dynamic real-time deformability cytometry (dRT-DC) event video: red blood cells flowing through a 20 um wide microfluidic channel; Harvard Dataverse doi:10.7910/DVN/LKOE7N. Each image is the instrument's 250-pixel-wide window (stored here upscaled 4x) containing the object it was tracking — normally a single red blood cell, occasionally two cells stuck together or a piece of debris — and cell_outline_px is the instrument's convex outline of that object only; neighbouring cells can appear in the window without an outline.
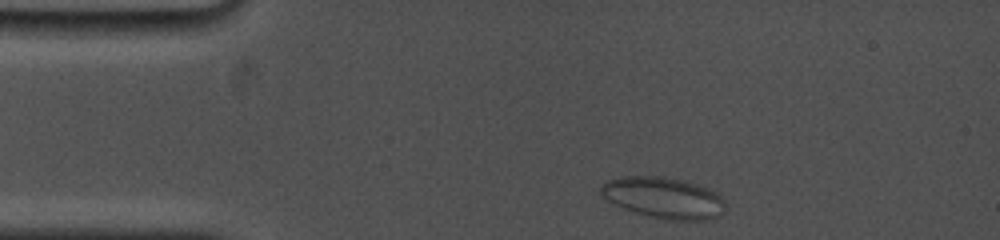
{"species": "common noctule bat (a hibernating species)", "species_latin": "Nyctalus noctula", "temperature_condition": "cold", "stored_images_in_passage": 34, "camera_frame_rate_fps": 5000, "um_per_image_px": 0.085, "animal": {"sex": "female", "body_mass_g": 19.0, "forearm_length_mm": 53.3}, "frame": {"image": 1, "passage_image": 1, "time_ms": 0.0, "image_size_px": [1000, 240], "cell_outline_px": [[724, 212], [720, 216], [704, 220], [668, 220], [648, 216], [624, 208], [608, 200], [600, 192], [600, 188], [608, 180], [620, 176], [664, 176], [696, 184], [708, 188], [716, 192], [724, 200]], "centroid_in_image_um": [56.43, 16.81], "position_along_channel_um": 28.6, "area_um2": 29.71}}
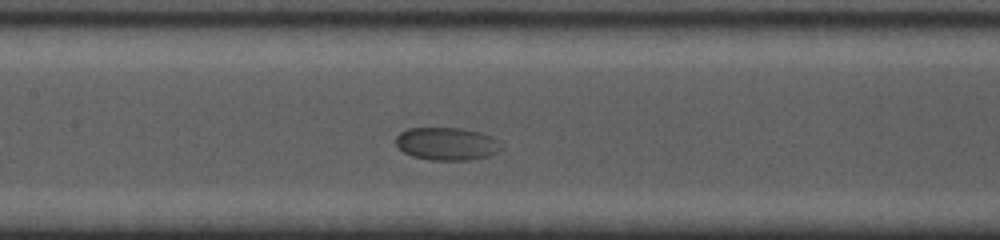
{"frame": {"image": 2, "passage_image": 14, "time_ms": 5.4, "image_size_px": [1000, 240], "cell_outline_px": [[504, 148], [500, 152], [488, 156], [468, 160], [428, 160], [412, 156], [404, 152], [396, 144], [396, 136], [400, 132], [408, 128], [460, 128], [480, 132], [492, 136], [500, 140]], "centroid_in_image_um": [38.03, 12.22], "position_along_channel_um": 169.4, "area_um2": 20.46}}
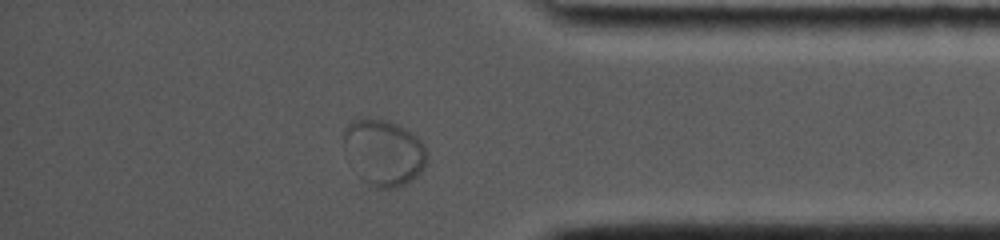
{"frame": {"image": 3, "passage_image": 30, "time_ms": 12.2, "image_size_px": [1000, 240], "cell_outline_px": [[428, 160], [424, 168], [412, 180], [404, 184], [392, 188], [380, 188], [364, 180], [360, 176], [344, 144], [344, 128], [352, 120], [364, 116], [388, 120], [404, 128], [416, 136], [424, 144], [428, 156]], "centroid_in_image_um": [32.66, 12.9], "position_along_channel_um": 402.5, "area_um2": 31.62}}